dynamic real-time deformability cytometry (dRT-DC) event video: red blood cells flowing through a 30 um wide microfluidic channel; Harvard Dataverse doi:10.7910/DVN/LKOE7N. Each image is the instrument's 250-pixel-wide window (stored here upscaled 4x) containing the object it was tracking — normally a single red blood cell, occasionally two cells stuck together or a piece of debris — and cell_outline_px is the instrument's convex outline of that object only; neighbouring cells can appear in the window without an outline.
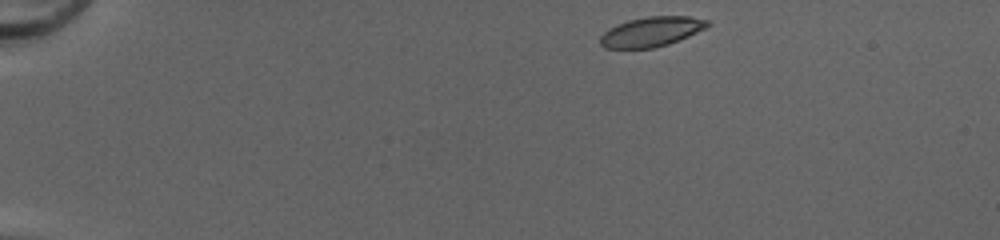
{"species": "common noctule bat (a hibernating species)", "species_latin": "Nyctalus noctula", "temperature_condition": "cold", "stored_images_in_passage": 42, "camera_frame_rate_fps": 3000, "um_per_image_px": 0.085, "animal": {"sex": "female", "body_mass_g": 20.0, "forearm_length_mm": 54.0}, "frame": {"image": 1, "passage_image": 1, "time_ms": 0.0, "image_size_px": [1000, 240], "cell_outline_px": [[712, 24], [688, 36], [668, 44], [652, 48], [604, 48], [600, 44], [600, 36], [608, 28], [616, 24], [628, 20], [648, 16], [688, 16], [708, 20]], "centroid_in_image_um": [55.34, 2.69], "position_along_channel_um": 29.7, "area_um2": 18.55}}
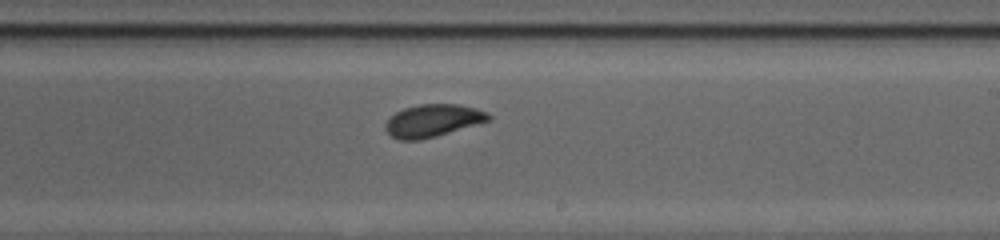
{"frame": {"image": 2, "passage_image": 24, "time_ms": 7.667, "image_size_px": [1000, 240], "cell_outline_px": [[492, 120], [436, 136], [420, 140], [400, 140], [392, 136], [384, 128], [384, 124], [396, 112], [404, 108], [420, 104], [460, 104], [476, 108], [488, 112], [492, 116]], "centroid_in_image_um": [36.83, 10.24], "position_along_channel_um": 252.2, "area_um2": 19.59}}
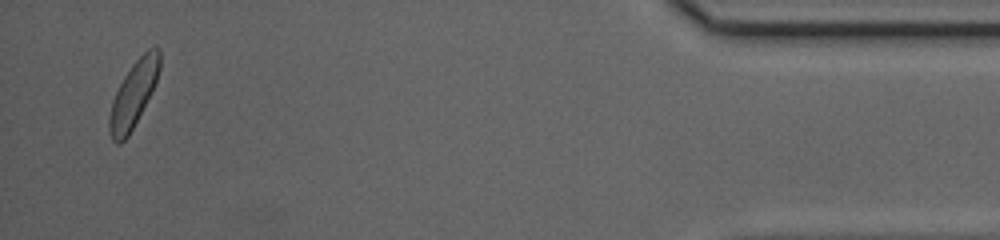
{"frame": {"image": 3, "passage_image": 41, "time_ms": 13.333, "image_size_px": [1000, 240], "cell_outline_px": [[160, 68], [152, 92], [128, 136], [120, 144], [116, 144], [112, 140], [108, 128], [108, 120], [112, 100], [124, 76], [132, 64], [148, 48], [156, 44], [160, 48]], "centroid_in_image_um": [11.35, 7.99], "position_along_channel_um": 423.9, "area_um2": 19.31}, "authors_computed_cell_mechanics": {"area_um2": 19.5075, "velocity_mm_per_s": 4.188, "shape_relaxation_time_tau1_ms": 2.3564, "shape_relaxation_time_tau2_ms": 0.6901, "deformation_change_tau1": 0.1102, "deformation_change_tau2": 0.059}}